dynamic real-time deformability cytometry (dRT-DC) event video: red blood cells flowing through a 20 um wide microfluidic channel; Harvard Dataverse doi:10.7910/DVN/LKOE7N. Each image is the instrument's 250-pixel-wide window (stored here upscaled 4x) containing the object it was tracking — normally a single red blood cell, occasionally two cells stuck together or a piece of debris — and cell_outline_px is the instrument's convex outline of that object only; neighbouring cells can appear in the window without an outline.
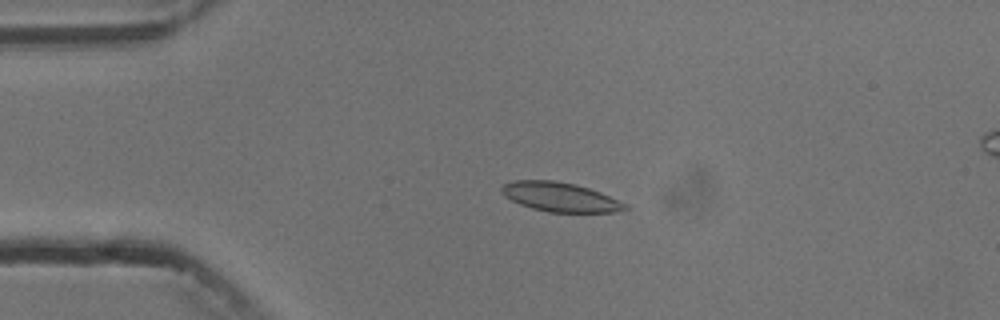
{"species": "common noctule bat (a hibernating species)", "species_latin": "Nyctalus noctula", "temperature_condition": "cold", "stored_images_in_passage": 4, "camera_frame_rate_fps": 3000, "um_per_image_px": 0.085, "animal": {"sex": "male", "body_mass_g": 13.3}, "frame": {"image": 1, "passage_image": 3, "time_ms": 2.0, "image_size_px": [1000, 320], "cell_outline_px": [[628, 208], [616, 212], [548, 212], [532, 208], [520, 204], [504, 196], [500, 192], [500, 188], [504, 184], [512, 180], [552, 180], [576, 184], [600, 192], [628, 204]], "centroid_in_image_um": [47.59, 16.74], "position_along_channel_um": 37.4, "area_um2": 21.1}}
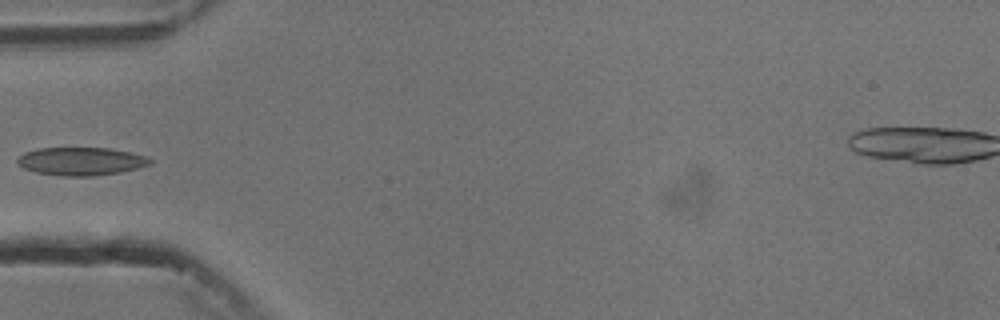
{"frame": {"image": 2, "passage_image": 4, "time_ms": 4.0, "image_size_px": [1000, 320], "cell_outline_px": [[152, 164], [120, 172], [92, 176], [64, 176], [36, 172], [24, 168], [16, 160], [24, 152], [40, 148], [108, 148], [148, 156], [152, 160]], "centroid_in_image_um": [6.91, 13.71], "position_along_channel_um": 78.1, "area_um2": 21.5}}